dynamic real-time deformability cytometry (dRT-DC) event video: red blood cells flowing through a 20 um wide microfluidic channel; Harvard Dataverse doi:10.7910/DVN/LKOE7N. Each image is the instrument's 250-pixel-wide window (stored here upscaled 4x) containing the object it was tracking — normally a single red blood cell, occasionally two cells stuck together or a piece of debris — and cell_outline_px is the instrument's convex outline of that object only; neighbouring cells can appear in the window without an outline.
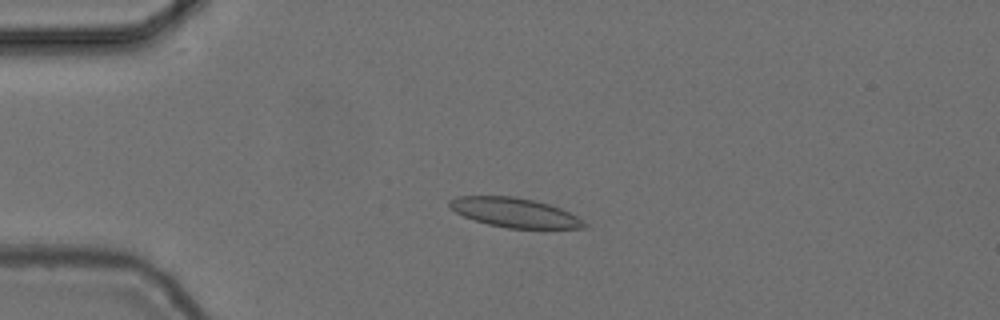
{"species": "common noctule bat (a hibernating species)", "species_latin": "Nyctalus noctula", "temperature_condition": "cold", "stored_images_in_passage": 56, "camera_frame_rate_fps": 3000, "um_per_image_px": 0.085, "animal": {"sex": "female", "body_mass_g": 24.6, "forearm_length_mm": 56.2}, "frame": {"image": 1, "passage_image": 14, "time_ms": 4.333, "image_size_px": [1000, 320], "cell_outline_px": [[588, 228], [508, 228], [488, 224], [472, 220], [456, 212], [448, 204], [448, 200], [456, 196], [512, 196], [532, 200], [548, 204], [560, 208], [576, 216], [588, 224]], "centroid_in_image_um": [43.72, 18.07], "position_along_channel_um": 41.3, "area_um2": 22.95}}
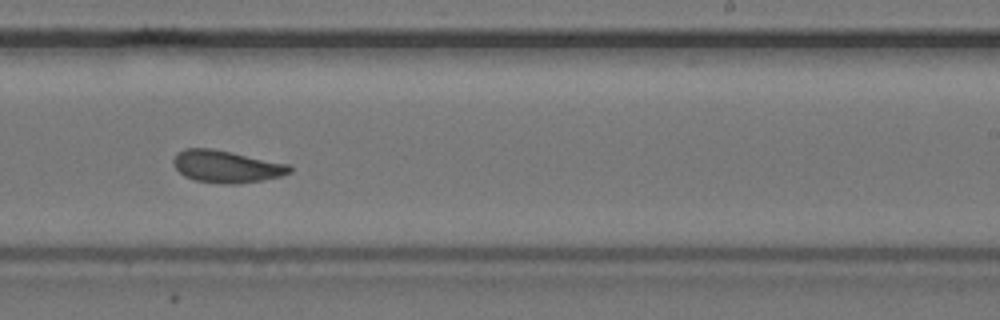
{"frame": {"image": 2, "passage_image": 35, "time_ms": 11.333, "image_size_px": [1000, 320], "cell_outline_px": [[292, 172], [280, 176], [260, 180], [236, 184], [224, 184], [196, 180], [184, 176], [176, 168], [172, 160], [176, 152], [184, 148], [212, 148], [292, 164]], "centroid_in_image_um": [19.26, 14.14], "position_along_channel_um": 269.7, "area_um2": 21.96}}
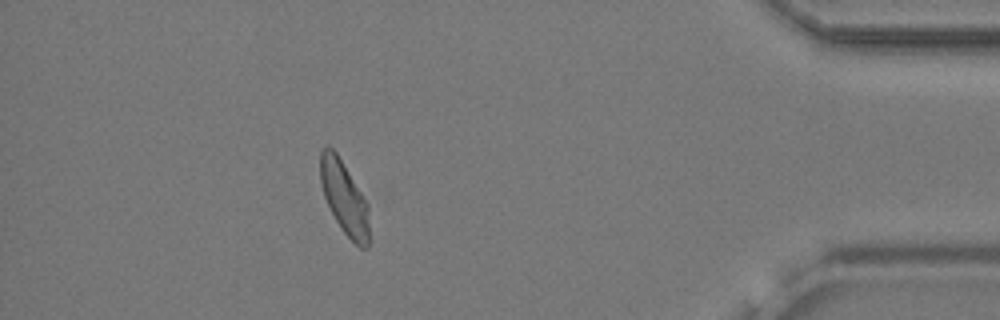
{"frame": {"image": 3, "passage_image": 50, "time_ms": 16.333, "image_size_px": [1000, 320], "cell_outline_px": [[368, 248], [360, 248], [344, 232], [336, 220], [324, 196], [320, 180], [320, 152], [324, 148], [332, 148], [336, 152], [368, 204]], "centroid_in_image_um": [29.26, 16.81], "position_along_channel_um": 405.9, "area_um2": 20.23}, "authors_computed_cell_mechanics": {"area_um2": 22.0218, "velocity_mm_per_s": 3.685, "shape_relaxation_time_tau1_ms": null, "shape_relaxation_time_tau2_ms": 2.7047, "deformation_change_tau1": null, "deformation_change_tau2": 0.073}}